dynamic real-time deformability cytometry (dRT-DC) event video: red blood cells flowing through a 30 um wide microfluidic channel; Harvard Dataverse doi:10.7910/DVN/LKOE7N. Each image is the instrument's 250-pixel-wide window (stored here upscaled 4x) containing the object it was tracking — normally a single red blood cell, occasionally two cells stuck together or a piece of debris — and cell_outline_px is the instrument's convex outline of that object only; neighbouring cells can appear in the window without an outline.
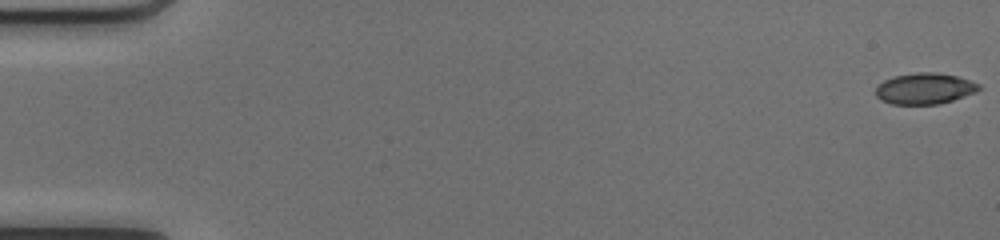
{"species": "common noctule bat (a hibernating species)", "species_latin": "Nyctalus noctula", "temperature_condition": "cold", "stored_images_in_passage": 50, "camera_frame_rate_fps": 3000, "um_per_image_px": 0.085, "animal": {"sex": "female", "body_mass_g": 17.0, "forearm_length_mm": 48.0}, "frame": {"image": 1, "passage_image": 1, "time_ms": 0.0, "image_size_px": [1000, 240], "cell_outline_px": [[980, 88], [976, 92], [940, 104], [892, 104], [880, 100], [876, 96], [876, 88], [884, 80], [892, 76], [916, 72], [936, 72], [956, 76], [980, 84]], "centroid_in_image_um": [78.57, 7.52], "position_along_channel_um": 6.4, "area_um2": 18.67}}
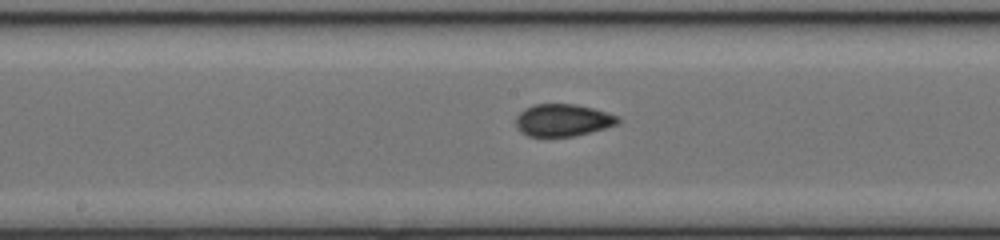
{"frame": {"image": 2, "passage_image": 27, "time_ms": 8.667, "image_size_px": [1000, 240], "cell_outline_px": [[620, 124], [576, 136], [528, 136], [520, 132], [516, 128], [516, 116], [524, 108], [536, 104], [576, 104], [608, 112], [616, 116], [620, 120]], "centroid_in_image_um": [47.84, 10.21], "position_along_channel_um": 200.4, "area_um2": 19.31}}
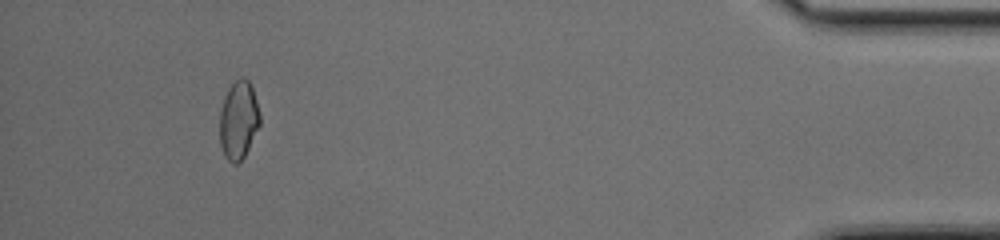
{"frame": {"image": 3, "passage_image": 47, "time_ms": 15.333, "image_size_px": [1000, 240], "cell_outline_px": [[260, 124], [244, 156], [236, 164], [232, 164], [224, 156], [220, 144], [220, 112], [224, 96], [228, 88], [240, 76], [244, 76], [252, 84], [260, 116]], "centroid_in_image_um": [20.27, 10.18], "position_along_channel_um": 414.9, "area_um2": 18.38}, "authors_computed_cell_mechanics": {"area_um2": 19.0451, "velocity_mm_per_s": 4.2029, "shape_relaxation_time_tau1_ms": null, "shape_relaxation_time_tau2_ms": 1.124, "deformation_change_tau1": null, "deformation_change_tau2": 0.0624}}